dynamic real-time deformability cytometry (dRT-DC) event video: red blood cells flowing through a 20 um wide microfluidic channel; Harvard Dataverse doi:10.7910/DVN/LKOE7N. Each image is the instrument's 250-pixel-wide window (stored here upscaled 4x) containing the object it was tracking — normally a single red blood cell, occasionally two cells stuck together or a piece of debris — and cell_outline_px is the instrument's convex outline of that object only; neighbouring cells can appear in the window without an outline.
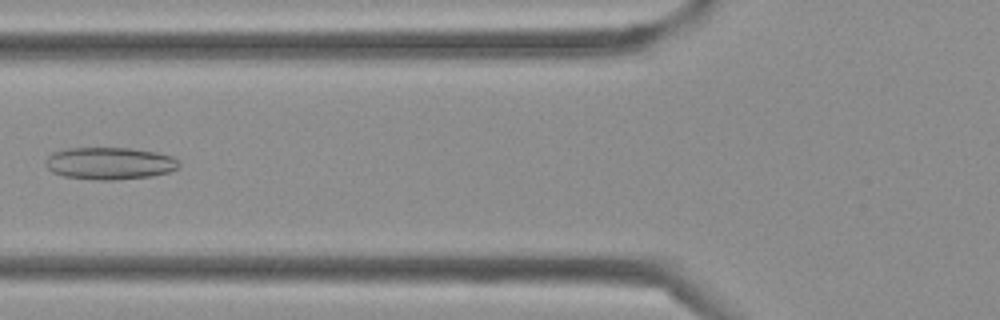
{"species": "Egyptian fruit bat (a non-hibernating species)", "species_latin": "Rousettus aegyptiacus", "temperature_condition": "cold", "stored_images_in_passage": 35, "camera_frame_rate_fps": 3000, "um_per_image_px": 0.085, "frame": {"image": 1, "passage_image": 9, "time_ms": 2.667, "image_size_px": [1000, 320], "cell_outline_px": [[180, 164], [176, 168], [168, 172], [152, 176], [116, 180], [96, 180], [64, 176], [52, 172], [44, 164], [44, 160], [52, 152], [68, 148], [128, 148], [156, 152], [172, 156], [180, 160]], "centroid_in_image_um": [9.3, 13.88], "position_along_channel_um": 116.5, "area_um2": 25.2}}
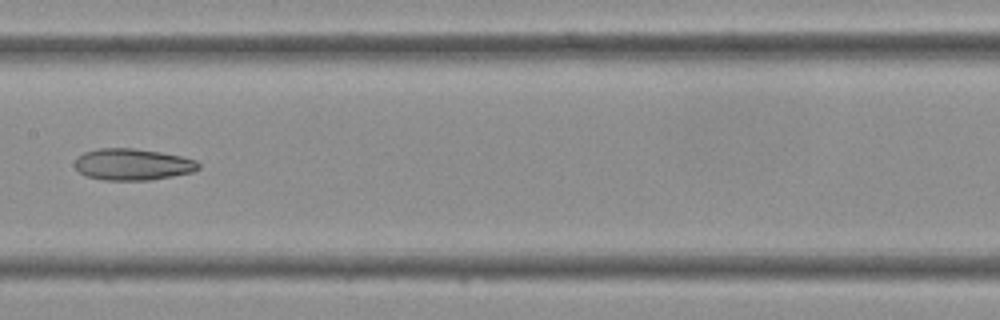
{"frame": {"image": 2, "passage_image": 14, "time_ms": 4.333, "image_size_px": [1000, 320], "cell_outline_px": [[200, 168], [192, 172], [172, 176], [148, 180], [104, 180], [84, 176], [76, 168], [76, 156], [84, 152], [96, 148], [132, 148], [160, 152], [184, 156], [196, 160], [200, 164]], "centroid_in_image_um": [11.27, 13.97], "position_along_channel_um": 196.1, "area_um2": 22.89}}
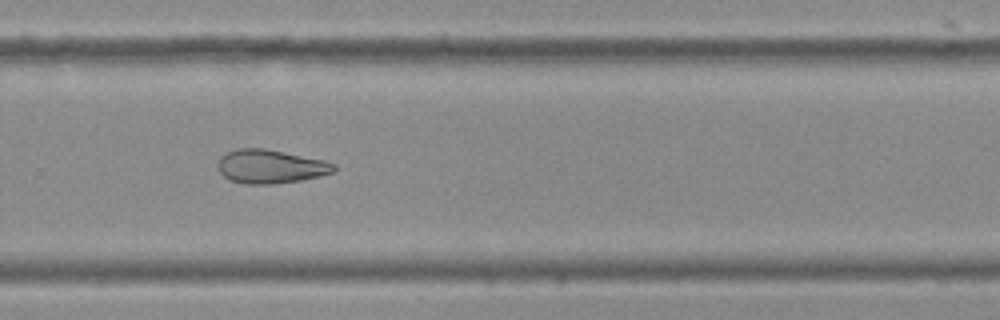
{"frame": {"image": 3, "passage_image": 21, "time_ms": 6.667, "image_size_px": [1000, 320], "cell_outline_px": [[336, 168], [332, 172], [320, 176], [300, 180], [272, 184], [244, 184], [228, 180], [220, 172], [216, 164], [220, 156], [236, 148], [264, 148], [324, 160], [336, 164]], "centroid_in_image_um": [22.95, 14.15], "position_along_channel_um": 306.9, "area_um2": 22.89}}